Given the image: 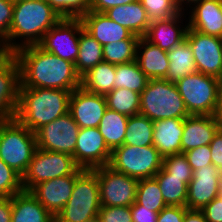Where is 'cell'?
<instances>
[{
    "mask_svg": "<svg viewBox=\"0 0 222 222\" xmlns=\"http://www.w3.org/2000/svg\"><path fill=\"white\" fill-rule=\"evenodd\" d=\"M15 59L20 69V87L73 91L81 87L75 64L43 50L39 45L18 49Z\"/></svg>",
    "mask_w": 222,
    "mask_h": 222,
    "instance_id": "cell-1",
    "label": "cell"
},
{
    "mask_svg": "<svg viewBox=\"0 0 222 222\" xmlns=\"http://www.w3.org/2000/svg\"><path fill=\"white\" fill-rule=\"evenodd\" d=\"M61 19L46 0H15L13 20L6 40L15 51L38 45L44 34Z\"/></svg>",
    "mask_w": 222,
    "mask_h": 222,
    "instance_id": "cell-2",
    "label": "cell"
},
{
    "mask_svg": "<svg viewBox=\"0 0 222 222\" xmlns=\"http://www.w3.org/2000/svg\"><path fill=\"white\" fill-rule=\"evenodd\" d=\"M71 91L20 87L15 119L31 132L69 112Z\"/></svg>",
    "mask_w": 222,
    "mask_h": 222,
    "instance_id": "cell-3",
    "label": "cell"
},
{
    "mask_svg": "<svg viewBox=\"0 0 222 222\" xmlns=\"http://www.w3.org/2000/svg\"><path fill=\"white\" fill-rule=\"evenodd\" d=\"M139 114L153 122L167 118L185 119L189 116L175 83L166 79H149L140 93Z\"/></svg>",
    "mask_w": 222,
    "mask_h": 222,
    "instance_id": "cell-4",
    "label": "cell"
},
{
    "mask_svg": "<svg viewBox=\"0 0 222 222\" xmlns=\"http://www.w3.org/2000/svg\"><path fill=\"white\" fill-rule=\"evenodd\" d=\"M101 208L97 174L85 169L76 179L72 194L55 222H91Z\"/></svg>",
    "mask_w": 222,
    "mask_h": 222,
    "instance_id": "cell-5",
    "label": "cell"
},
{
    "mask_svg": "<svg viewBox=\"0 0 222 222\" xmlns=\"http://www.w3.org/2000/svg\"><path fill=\"white\" fill-rule=\"evenodd\" d=\"M36 149L34 132L16 119L0 122V158L21 177Z\"/></svg>",
    "mask_w": 222,
    "mask_h": 222,
    "instance_id": "cell-6",
    "label": "cell"
},
{
    "mask_svg": "<svg viewBox=\"0 0 222 222\" xmlns=\"http://www.w3.org/2000/svg\"><path fill=\"white\" fill-rule=\"evenodd\" d=\"M175 85L189 115H215L222 86L220 79L197 71Z\"/></svg>",
    "mask_w": 222,
    "mask_h": 222,
    "instance_id": "cell-7",
    "label": "cell"
},
{
    "mask_svg": "<svg viewBox=\"0 0 222 222\" xmlns=\"http://www.w3.org/2000/svg\"><path fill=\"white\" fill-rule=\"evenodd\" d=\"M163 156L153 146H119L111 151L108 166L117 172L140 179L153 178L163 166Z\"/></svg>",
    "mask_w": 222,
    "mask_h": 222,
    "instance_id": "cell-8",
    "label": "cell"
},
{
    "mask_svg": "<svg viewBox=\"0 0 222 222\" xmlns=\"http://www.w3.org/2000/svg\"><path fill=\"white\" fill-rule=\"evenodd\" d=\"M84 170L69 154L37 148L22 176L23 191H30L35 185L57 177L80 175Z\"/></svg>",
    "mask_w": 222,
    "mask_h": 222,
    "instance_id": "cell-9",
    "label": "cell"
},
{
    "mask_svg": "<svg viewBox=\"0 0 222 222\" xmlns=\"http://www.w3.org/2000/svg\"><path fill=\"white\" fill-rule=\"evenodd\" d=\"M92 170L98 177L101 206H131L136 201L138 179L108 165Z\"/></svg>",
    "mask_w": 222,
    "mask_h": 222,
    "instance_id": "cell-10",
    "label": "cell"
},
{
    "mask_svg": "<svg viewBox=\"0 0 222 222\" xmlns=\"http://www.w3.org/2000/svg\"><path fill=\"white\" fill-rule=\"evenodd\" d=\"M80 18H62L38 44L43 50L75 64L79 52Z\"/></svg>",
    "mask_w": 222,
    "mask_h": 222,
    "instance_id": "cell-11",
    "label": "cell"
},
{
    "mask_svg": "<svg viewBox=\"0 0 222 222\" xmlns=\"http://www.w3.org/2000/svg\"><path fill=\"white\" fill-rule=\"evenodd\" d=\"M79 129L68 112L35 132L37 148L73 156Z\"/></svg>",
    "mask_w": 222,
    "mask_h": 222,
    "instance_id": "cell-12",
    "label": "cell"
},
{
    "mask_svg": "<svg viewBox=\"0 0 222 222\" xmlns=\"http://www.w3.org/2000/svg\"><path fill=\"white\" fill-rule=\"evenodd\" d=\"M185 39L192 49L197 71L221 80L222 38L188 27Z\"/></svg>",
    "mask_w": 222,
    "mask_h": 222,
    "instance_id": "cell-13",
    "label": "cell"
},
{
    "mask_svg": "<svg viewBox=\"0 0 222 222\" xmlns=\"http://www.w3.org/2000/svg\"><path fill=\"white\" fill-rule=\"evenodd\" d=\"M111 150L98 127L80 128L73 158L82 169L92 170L109 164Z\"/></svg>",
    "mask_w": 222,
    "mask_h": 222,
    "instance_id": "cell-14",
    "label": "cell"
},
{
    "mask_svg": "<svg viewBox=\"0 0 222 222\" xmlns=\"http://www.w3.org/2000/svg\"><path fill=\"white\" fill-rule=\"evenodd\" d=\"M107 110L106 98L79 87L71 92L69 112L80 128L98 127Z\"/></svg>",
    "mask_w": 222,
    "mask_h": 222,
    "instance_id": "cell-15",
    "label": "cell"
},
{
    "mask_svg": "<svg viewBox=\"0 0 222 222\" xmlns=\"http://www.w3.org/2000/svg\"><path fill=\"white\" fill-rule=\"evenodd\" d=\"M221 171L214 165H205L193 171L188 184L186 207L201 210L218 196Z\"/></svg>",
    "mask_w": 222,
    "mask_h": 222,
    "instance_id": "cell-16",
    "label": "cell"
},
{
    "mask_svg": "<svg viewBox=\"0 0 222 222\" xmlns=\"http://www.w3.org/2000/svg\"><path fill=\"white\" fill-rule=\"evenodd\" d=\"M79 175H66L35 185L30 192L55 217L67 204L75 179Z\"/></svg>",
    "mask_w": 222,
    "mask_h": 222,
    "instance_id": "cell-17",
    "label": "cell"
},
{
    "mask_svg": "<svg viewBox=\"0 0 222 222\" xmlns=\"http://www.w3.org/2000/svg\"><path fill=\"white\" fill-rule=\"evenodd\" d=\"M185 15V13L181 12L179 15L171 18L150 22L143 38L151 44L158 46L161 50L170 51L185 40L189 27L187 23L188 18ZM184 17L186 18L185 25H183Z\"/></svg>",
    "mask_w": 222,
    "mask_h": 222,
    "instance_id": "cell-18",
    "label": "cell"
},
{
    "mask_svg": "<svg viewBox=\"0 0 222 222\" xmlns=\"http://www.w3.org/2000/svg\"><path fill=\"white\" fill-rule=\"evenodd\" d=\"M220 128L215 115H189L184 119L181 153L209 145Z\"/></svg>",
    "mask_w": 222,
    "mask_h": 222,
    "instance_id": "cell-19",
    "label": "cell"
},
{
    "mask_svg": "<svg viewBox=\"0 0 222 222\" xmlns=\"http://www.w3.org/2000/svg\"><path fill=\"white\" fill-rule=\"evenodd\" d=\"M188 11L189 28L222 38V0H202Z\"/></svg>",
    "mask_w": 222,
    "mask_h": 222,
    "instance_id": "cell-20",
    "label": "cell"
},
{
    "mask_svg": "<svg viewBox=\"0 0 222 222\" xmlns=\"http://www.w3.org/2000/svg\"><path fill=\"white\" fill-rule=\"evenodd\" d=\"M84 30L102 46L130 38L133 33L104 13L88 11L81 18Z\"/></svg>",
    "mask_w": 222,
    "mask_h": 222,
    "instance_id": "cell-21",
    "label": "cell"
},
{
    "mask_svg": "<svg viewBox=\"0 0 222 222\" xmlns=\"http://www.w3.org/2000/svg\"><path fill=\"white\" fill-rule=\"evenodd\" d=\"M20 69L14 59L0 72V122L13 120L19 100Z\"/></svg>",
    "mask_w": 222,
    "mask_h": 222,
    "instance_id": "cell-22",
    "label": "cell"
},
{
    "mask_svg": "<svg viewBox=\"0 0 222 222\" xmlns=\"http://www.w3.org/2000/svg\"><path fill=\"white\" fill-rule=\"evenodd\" d=\"M184 119L167 118L153 122V146L163 156L181 153Z\"/></svg>",
    "mask_w": 222,
    "mask_h": 222,
    "instance_id": "cell-23",
    "label": "cell"
},
{
    "mask_svg": "<svg viewBox=\"0 0 222 222\" xmlns=\"http://www.w3.org/2000/svg\"><path fill=\"white\" fill-rule=\"evenodd\" d=\"M136 61L149 79H166L169 68L167 52L143 37L137 42Z\"/></svg>",
    "mask_w": 222,
    "mask_h": 222,
    "instance_id": "cell-24",
    "label": "cell"
},
{
    "mask_svg": "<svg viewBox=\"0 0 222 222\" xmlns=\"http://www.w3.org/2000/svg\"><path fill=\"white\" fill-rule=\"evenodd\" d=\"M104 14L138 37H143L150 25L146 10L140 0L115 6L108 9Z\"/></svg>",
    "mask_w": 222,
    "mask_h": 222,
    "instance_id": "cell-25",
    "label": "cell"
},
{
    "mask_svg": "<svg viewBox=\"0 0 222 222\" xmlns=\"http://www.w3.org/2000/svg\"><path fill=\"white\" fill-rule=\"evenodd\" d=\"M11 222H55V217L30 191H22L12 196Z\"/></svg>",
    "mask_w": 222,
    "mask_h": 222,
    "instance_id": "cell-26",
    "label": "cell"
},
{
    "mask_svg": "<svg viewBox=\"0 0 222 222\" xmlns=\"http://www.w3.org/2000/svg\"><path fill=\"white\" fill-rule=\"evenodd\" d=\"M169 68L166 80L176 83L183 77L197 72L192 49L185 39L167 52Z\"/></svg>",
    "mask_w": 222,
    "mask_h": 222,
    "instance_id": "cell-27",
    "label": "cell"
},
{
    "mask_svg": "<svg viewBox=\"0 0 222 222\" xmlns=\"http://www.w3.org/2000/svg\"><path fill=\"white\" fill-rule=\"evenodd\" d=\"M115 64L98 63L81 77V87L91 93L106 96L114 89Z\"/></svg>",
    "mask_w": 222,
    "mask_h": 222,
    "instance_id": "cell-28",
    "label": "cell"
},
{
    "mask_svg": "<svg viewBox=\"0 0 222 222\" xmlns=\"http://www.w3.org/2000/svg\"><path fill=\"white\" fill-rule=\"evenodd\" d=\"M103 61V46L82 28L79 39V52L75 61L77 74L82 77Z\"/></svg>",
    "mask_w": 222,
    "mask_h": 222,
    "instance_id": "cell-29",
    "label": "cell"
},
{
    "mask_svg": "<svg viewBox=\"0 0 222 222\" xmlns=\"http://www.w3.org/2000/svg\"><path fill=\"white\" fill-rule=\"evenodd\" d=\"M128 118L129 116L108 108L104 113L98 129L111 151L123 145Z\"/></svg>",
    "mask_w": 222,
    "mask_h": 222,
    "instance_id": "cell-30",
    "label": "cell"
},
{
    "mask_svg": "<svg viewBox=\"0 0 222 222\" xmlns=\"http://www.w3.org/2000/svg\"><path fill=\"white\" fill-rule=\"evenodd\" d=\"M154 178L167 206H186L188 185L184 178L171 176L163 167L155 174Z\"/></svg>",
    "mask_w": 222,
    "mask_h": 222,
    "instance_id": "cell-31",
    "label": "cell"
},
{
    "mask_svg": "<svg viewBox=\"0 0 222 222\" xmlns=\"http://www.w3.org/2000/svg\"><path fill=\"white\" fill-rule=\"evenodd\" d=\"M149 78L140 69L137 61L115 65L114 89L126 88L141 93Z\"/></svg>",
    "mask_w": 222,
    "mask_h": 222,
    "instance_id": "cell-32",
    "label": "cell"
},
{
    "mask_svg": "<svg viewBox=\"0 0 222 222\" xmlns=\"http://www.w3.org/2000/svg\"><path fill=\"white\" fill-rule=\"evenodd\" d=\"M153 121L141 114L129 116L123 144L133 146L153 145Z\"/></svg>",
    "mask_w": 222,
    "mask_h": 222,
    "instance_id": "cell-33",
    "label": "cell"
},
{
    "mask_svg": "<svg viewBox=\"0 0 222 222\" xmlns=\"http://www.w3.org/2000/svg\"><path fill=\"white\" fill-rule=\"evenodd\" d=\"M107 108L127 116L140 112V93L126 88H116L106 96Z\"/></svg>",
    "mask_w": 222,
    "mask_h": 222,
    "instance_id": "cell-34",
    "label": "cell"
},
{
    "mask_svg": "<svg viewBox=\"0 0 222 222\" xmlns=\"http://www.w3.org/2000/svg\"><path fill=\"white\" fill-rule=\"evenodd\" d=\"M140 37L132 35L128 39L112 42L103 46L104 62L125 64L136 60V47Z\"/></svg>",
    "mask_w": 222,
    "mask_h": 222,
    "instance_id": "cell-35",
    "label": "cell"
},
{
    "mask_svg": "<svg viewBox=\"0 0 222 222\" xmlns=\"http://www.w3.org/2000/svg\"><path fill=\"white\" fill-rule=\"evenodd\" d=\"M136 202L157 213L167 206L164 202L159 184L154 177L140 179L138 181Z\"/></svg>",
    "mask_w": 222,
    "mask_h": 222,
    "instance_id": "cell-36",
    "label": "cell"
},
{
    "mask_svg": "<svg viewBox=\"0 0 222 222\" xmlns=\"http://www.w3.org/2000/svg\"><path fill=\"white\" fill-rule=\"evenodd\" d=\"M150 22L179 15L176 0H140Z\"/></svg>",
    "mask_w": 222,
    "mask_h": 222,
    "instance_id": "cell-37",
    "label": "cell"
},
{
    "mask_svg": "<svg viewBox=\"0 0 222 222\" xmlns=\"http://www.w3.org/2000/svg\"><path fill=\"white\" fill-rule=\"evenodd\" d=\"M22 191V177L0 158V198L12 197Z\"/></svg>",
    "mask_w": 222,
    "mask_h": 222,
    "instance_id": "cell-38",
    "label": "cell"
},
{
    "mask_svg": "<svg viewBox=\"0 0 222 222\" xmlns=\"http://www.w3.org/2000/svg\"><path fill=\"white\" fill-rule=\"evenodd\" d=\"M62 18H81L89 11L91 0H46Z\"/></svg>",
    "mask_w": 222,
    "mask_h": 222,
    "instance_id": "cell-39",
    "label": "cell"
},
{
    "mask_svg": "<svg viewBox=\"0 0 222 222\" xmlns=\"http://www.w3.org/2000/svg\"><path fill=\"white\" fill-rule=\"evenodd\" d=\"M162 167L171 176L177 178H184V182L187 185L192 180L193 171L184 153L164 157Z\"/></svg>",
    "mask_w": 222,
    "mask_h": 222,
    "instance_id": "cell-40",
    "label": "cell"
},
{
    "mask_svg": "<svg viewBox=\"0 0 222 222\" xmlns=\"http://www.w3.org/2000/svg\"><path fill=\"white\" fill-rule=\"evenodd\" d=\"M99 222H133L131 206H101Z\"/></svg>",
    "mask_w": 222,
    "mask_h": 222,
    "instance_id": "cell-41",
    "label": "cell"
},
{
    "mask_svg": "<svg viewBox=\"0 0 222 222\" xmlns=\"http://www.w3.org/2000/svg\"><path fill=\"white\" fill-rule=\"evenodd\" d=\"M192 171L197 170L199 167L205 165H212L210 146H199L197 148L184 152Z\"/></svg>",
    "mask_w": 222,
    "mask_h": 222,
    "instance_id": "cell-42",
    "label": "cell"
},
{
    "mask_svg": "<svg viewBox=\"0 0 222 222\" xmlns=\"http://www.w3.org/2000/svg\"><path fill=\"white\" fill-rule=\"evenodd\" d=\"M15 0H0V38L7 39L13 20Z\"/></svg>",
    "mask_w": 222,
    "mask_h": 222,
    "instance_id": "cell-43",
    "label": "cell"
},
{
    "mask_svg": "<svg viewBox=\"0 0 222 222\" xmlns=\"http://www.w3.org/2000/svg\"><path fill=\"white\" fill-rule=\"evenodd\" d=\"M186 206H166L157 217V222H184Z\"/></svg>",
    "mask_w": 222,
    "mask_h": 222,
    "instance_id": "cell-44",
    "label": "cell"
},
{
    "mask_svg": "<svg viewBox=\"0 0 222 222\" xmlns=\"http://www.w3.org/2000/svg\"><path fill=\"white\" fill-rule=\"evenodd\" d=\"M201 211L207 222H222V198L217 196Z\"/></svg>",
    "mask_w": 222,
    "mask_h": 222,
    "instance_id": "cell-45",
    "label": "cell"
},
{
    "mask_svg": "<svg viewBox=\"0 0 222 222\" xmlns=\"http://www.w3.org/2000/svg\"><path fill=\"white\" fill-rule=\"evenodd\" d=\"M211 151L212 165L222 172V128H219L214 134L209 144Z\"/></svg>",
    "mask_w": 222,
    "mask_h": 222,
    "instance_id": "cell-46",
    "label": "cell"
},
{
    "mask_svg": "<svg viewBox=\"0 0 222 222\" xmlns=\"http://www.w3.org/2000/svg\"><path fill=\"white\" fill-rule=\"evenodd\" d=\"M158 214L159 213L139 205L136 201L131 205L133 222H157Z\"/></svg>",
    "mask_w": 222,
    "mask_h": 222,
    "instance_id": "cell-47",
    "label": "cell"
},
{
    "mask_svg": "<svg viewBox=\"0 0 222 222\" xmlns=\"http://www.w3.org/2000/svg\"><path fill=\"white\" fill-rule=\"evenodd\" d=\"M136 0H91L89 11L105 13L108 9L115 6L125 5Z\"/></svg>",
    "mask_w": 222,
    "mask_h": 222,
    "instance_id": "cell-48",
    "label": "cell"
},
{
    "mask_svg": "<svg viewBox=\"0 0 222 222\" xmlns=\"http://www.w3.org/2000/svg\"><path fill=\"white\" fill-rule=\"evenodd\" d=\"M15 52L6 39L0 38V72L15 59Z\"/></svg>",
    "mask_w": 222,
    "mask_h": 222,
    "instance_id": "cell-49",
    "label": "cell"
},
{
    "mask_svg": "<svg viewBox=\"0 0 222 222\" xmlns=\"http://www.w3.org/2000/svg\"><path fill=\"white\" fill-rule=\"evenodd\" d=\"M12 197L0 198V222H11Z\"/></svg>",
    "mask_w": 222,
    "mask_h": 222,
    "instance_id": "cell-50",
    "label": "cell"
},
{
    "mask_svg": "<svg viewBox=\"0 0 222 222\" xmlns=\"http://www.w3.org/2000/svg\"><path fill=\"white\" fill-rule=\"evenodd\" d=\"M184 222H207L201 210L187 209L184 215Z\"/></svg>",
    "mask_w": 222,
    "mask_h": 222,
    "instance_id": "cell-51",
    "label": "cell"
},
{
    "mask_svg": "<svg viewBox=\"0 0 222 222\" xmlns=\"http://www.w3.org/2000/svg\"><path fill=\"white\" fill-rule=\"evenodd\" d=\"M201 1L202 0H176V3H177V6H178V9L181 12L186 13L188 8L191 9L196 3H199ZM185 10H186V12H185Z\"/></svg>",
    "mask_w": 222,
    "mask_h": 222,
    "instance_id": "cell-52",
    "label": "cell"
},
{
    "mask_svg": "<svg viewBox=\"0 0 222 222\" xmlns=\"http://www.w3.org/2000/svg\"><path fill=\"white\" fill-rule=\"evenodd\" d=\"M215 117H216L217 122L219 123L220 128H222V86L220 89L218 107L215 113Z\"/></svg>",
    "mask_w": 222,
    "mask_h": 222,
    "instance_id": "cell-53",
    "label": "cell"
},
{
    "mask_svg": "<svg viewBox=\"0 0 222 222\" xmlns=\"http://www.w3.org/2000/svg\"><path fill=\"white\" fill-rule=\"evenodd\" d=\"M218 197L222 198V172L220 174V184L218 188Z\"/></svg>",
    "mask_w": 222,
    "mask_h": 222,
    "instance_id": "cell-54",
    "label": "cell"
},
{
    "mask_svg": "<svg viewBox=\"0 0 222 222\" xmlns=\"http://www.w3.org/2000/svg\"><path fill=\"white\" fill-rule=\"evenodd\" d=\"M91 222H99V220H98V219H96V220H93V221H91Z\"/></svg>",
    "mask_w": 222,
    "mask_h": 222,
    "instance_id": "cell-55",
    "label": "cell"
}]
</instances>
